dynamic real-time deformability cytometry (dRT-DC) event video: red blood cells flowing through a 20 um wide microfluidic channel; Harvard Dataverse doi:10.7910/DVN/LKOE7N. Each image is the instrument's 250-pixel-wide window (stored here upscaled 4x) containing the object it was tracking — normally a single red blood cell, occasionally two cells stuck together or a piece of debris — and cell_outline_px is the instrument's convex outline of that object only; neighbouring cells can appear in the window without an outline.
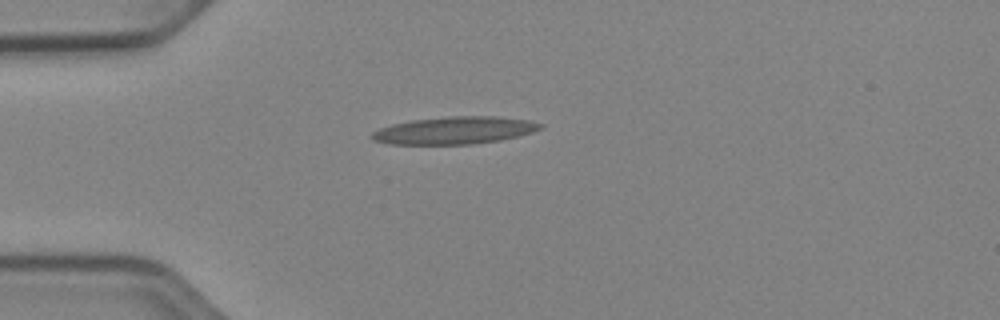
{"species": "Egyptian fruit bat (a non-hibernating species)", "species_latin": "Rousettus aegyptiacus", "temperature_condition": "cold", "stored_images_in_passage": 34, "camera_frame_rate_fps": 3000, "um_per_image_px": 0.085, "animal": {"sex": "female"}, "frame": {"image": 1, "passage_image": 1, "time_ms": 0.0, "image_size_px": [1000, 320], "cell_outline_px": [[544, 124], [540, 128], [532, 132], [500, 140], [472, 144], [388, 144], [372, 140], [368, 136], [372, 132], [380, 128], [392, 124], [412, 120], [448, 116], [496, 116], [528, 120]], "centroid_in_image_um": [38.58, 11.08], "position_along_channel_um": 46.4, "area_um2": 26.88}}
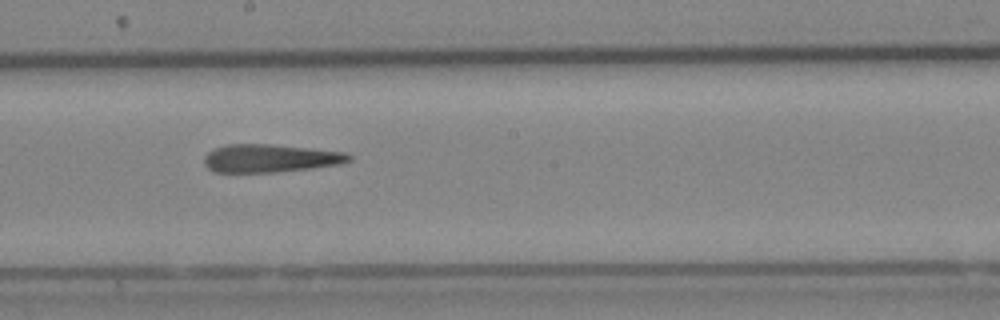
{"frame": {"image": 2, "passage_image": 16, "time_ms": 5.0, "image_size_px": [1000, 320], "cell_outline_px": [[352, 160], [340, 164], [312, 168], [276, 172], [212, 172], [204, 164], [204, 156], [212, 148], [228, 144], [268, 144], [308, 148], [344, 152], [352, 156]], "centroid_in_image_um": [22.93, 13.45], "position_along_channel_um": 225.3, "area_um2": 23.7}}
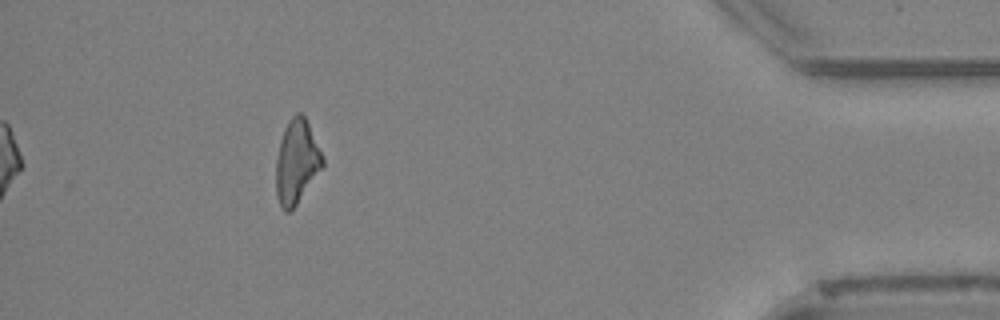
{"frame": {"image": 3, "passage_image": 34, "time_ms": 11.0, "image_size_px": [1000, 320], "cell_outline_px": [[324, 168], [296, 204], [288, 212], [284, 212], [276, 196], [276, 160], [280, 140], [284, 128], [288, 120], [296, 112], [300, 112], [304, 116], [324, 156]], "centroid_in_image_um": [25.23, 13.75], "position_along_channel_um": 410.0, "area_um2": 22.89}, "authors_computed_cell_mechanics": {"area_um2": 24.3338, "velocity_mm_per_s": 3.9651, "shape_relaxation_time_tau1_ms": null, "shape_relaxation_time_tau2_ms": 7.2268, "deformation_change_tau1": null, "deformation_change_tau2": 0.2516}}